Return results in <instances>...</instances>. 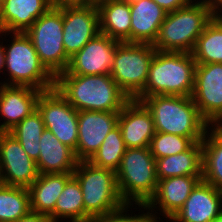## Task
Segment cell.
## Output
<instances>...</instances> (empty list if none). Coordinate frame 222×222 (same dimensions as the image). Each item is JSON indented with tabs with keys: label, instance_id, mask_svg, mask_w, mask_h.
<instances>
[{
	"label": "cell",
	"instance_id": "6da1fadb",
	"mask_svg": "<svg viewBox=\"0 0 222 222\" xmlns=\"http://www.w3.org/2000/svg\"><path fill=\"white\" fill-rule=\"evenodd\" d=\"M54 87L77 111L120 112L130 100L111 75L58 74Z\"/></svg>",
	"mask_w": 222,
	"mask_h": 222
},
{
	"label": "cell",
	"instance_id": "7a4b0ae2",
	"mask_svg": "<svg viewBox=\"0 0 222 222\" xmlns=\"http://www.w3.org/2000/svg\"><path fill=\"white\" fill-rule=\"evenodd\" d=\"M196 65L191 53L155 50L146 86L135 100L155 95L191 96Z\"/></svg>",
	"mask_w": 222,
	"mask_h": 222
},
{
	"label": "cell",
	"instance_id": "3957f363",
	"mask_svg": "<svg viewBox=\"0 0 222 222\" xmlns=\"http://www.w3.org/2000/svg\"><path fill=\"white\" fill-rule=\"evenodd\" d=\"M141 102L152 115L156 132L188 138H204L211 127L199 113L191 96L155 95Z\"/></svg>",
	"mask_w": 222,
	"mask_h": 222
},
{
	"label": "cell",
	"instance_id": "277c9868",
	"mask_svg": "<svg viewBox=\"0 0 222 222\" xmlns=\"http://www.w3.org/2000/svg\"><path fill=\"white\" fill-rule=\"evenodd\" d=\"M6 34L13 35L11 40L7 39L10 44L4 45V71L8 72L4 75L8 78L0 84L30 86L41 91L54 88L55 77L40 62L29 36L25 32L0 31L1 38H6Z\"/></svg>",
	"mask_w": 222,
	"mask_h": 222
},
{
	"label": "cell",
	"instance_id": "5b68a950",
	"mask_svg": "<svg viewBox=\"0 0 222 222\" xmlns=\"http://www.w3.org/2000/svg\"><path fill=\"white\" fill-rule=\"evenodd\" d=\"M167 13L153 47L157 51L191 53L197 38L215 16L199 0Z\"/></svg>",
	"mask_w": 222,
	"mask_h": 222
},
{
	"label": "cell",
	"instance_id": "8992f818",
	"mask_svg": "<svg viewBox=\"0 0 222 222\" xmlns=\"http://www.w3.org/2000/svg\"><path fill=\"white\" fill-rule=\"evenodd\" d=\"M73 176L81 186L84 222L91 217L108 216L127 205L119 193L116 172L78 161Z\"/></svg>",
	"mask_w": 222,
	"mask_h": 222
},
{
	"label": "cell",
	"instance_id": "52a82bcc",
	"mask_svg": "<svg viewBox=\"0 0 222 222\" xmlns=\"http://www.w3.org/2000/svg\"><path fill=\"white\" fill-rule=\"evenodd\" d=\"M116 177L119 193L126 204L146 205L158 186L156 160L149 147L126 148Z\"/></svg>",
	"mask_w": 222,
	"mask_h": 222
},
{
	"label": "cell",
	"instance_id": "ba28073f",
	"mask_svg": "<svg viewBox=\"0 0 222 222\" xmlns=\"http://www.w3.org/2000/svg\"><path fill=\"white\" fill-rule=\"evenodd\" d=\"M31 39L40 62L56 77L66 71L70 57L63 47V5L52 6L25 32Z\"/></svg>",
	"mask_w": 222,
	"mask_h": 222
},
{
	"label": "cell",
	"instance_id": "9c48e42d",
	"mask_svg": "<svg viewBox=\"0 0 222 222\" xmlns=\"http://www.w3.org/2000/svg\"><path fill=\"white\" fill-rule=\"evenodd\" d=\"M155 50L147 43L118 44L110 75L129 99H135L144 90Z\"/></svg>",
	"mask_w": 222,
	"mask_h": 222
},
{
	"label": "cell",
	"instance_id": "30bf717a",
	"mask_svg": "<svg viewBox=\"0 0 222 222\" xmlns=\"http://www.w3.org/2000/svg\"><path fill=\"white\" fill-rule=\"evenodd\" d=\"M45 129L50 130L61 143L74 152L78 142V111L54 87L42 91L37 100Z\"/></svg>",
	"mask_w": 222,
	"mask_h": 222
},
{
	"label": "cell",
	"instance_id": "8fae6325",
	"mask_svg": "<svg viewBox=\"0 0 222 222\" xmlns=\"http://www.w3.org/2000/svg\"><path fill=\"white\" fill-rule=\"evenodd\" d=\"M191 97L211 127L222 124V63L196 65Z\"/></svg>",
	"mask_w": 222,
	"mask_h": 222
},
{
	"label": "cell",
	"instance_id": "7c38bea8",
	"mask_svg": "<svg viewBox=\"0 0 222 222\" xmlns=\"http://www.w3.org/2000/svg\"><path fill=\"white\" fill-rule=\"evenodd\" d=\"M100 33L98 7L76 4L63 5V47L72 57Z\"/></svg>",
	"mask_w": 222,
	"mask_h": 222
},
{
	"label": "cell",
	"instance_id": "4fadbf2b",
	"mask_svg": "<svg viewBox=\"0 0 222 222\" xmlns=\"http://www.w3.org/2000/svg\"><path fill=\"white\" fill-rule=\"evenodd\" d=\"M0 170L5 185L27 189L39 176L36 162L9 132H0Z\"/></svg>",
	"mask_w": 222,
	"mask_h": 222
},
{
	"label": "cell",
	"instance_id": "5bb4252c",
	"mask_svg": "<svg viewBox=\"0 0 222 222\" xmlns=\"http://www.w3.org/2000/svg\"><path fill=\"white\" fill-rule=\"evenodd\" d=\"M119 43L120 41L100 32L70 57L68 68L60 74L110 75Z\"/></svg>",
	"mask_w": 222,
	"mask_h": 222
},
{
	"label": "cell",
	"instance_id": "9a60e30c",
	"mask_svg": "<svg viewBox=\"0 0 222 222\" xmlns=\"http://www.w3.org/2000/svg\"><path fill=\"white\" fill-rule=\"evenodd\" d=\"M120 112L78 111V142L75 157L88 161L99 149L107 134L118 126Z\"/></svg>",
	"mask_w": 222,
	"mask_h": 222
},
{
	"label": "cell",
	"instance_id": "2e32d148",
	"mask_svg": "<svg viewBox=\"0 0 222 222\" xmlns=\"http://www.w3.org/2000/svg\"><path fill=\"white\" fill-rule=\"evenodd\" d=\"M201 180L202 176H179L158 180L155 195L146 206L154 218H160L156 216L157 209L160 210L158 214L166 218V221L170 220L184 206L190 193Z\"/></svg>",
	"mask_w": 222,
	"mask_h": 222
},
{
	"label": "cell",
	"instance_id": "e0dca14e",
	"mask_svg": "<svg viewBox=\"0 0 222 222\" xmlns=\"http://www.w3.org/2000/svg\"><path fill=\"white\" fill-rule=\"evenodd\" d=\"M222 213V191L201 180L184 206L168 221L214 222Z\"/></svg>",
	"mask_w": 222,
	"mask_h": 222
},
{
	"label": "cell",
	"instance_id": "ac0fdd59",
	"mask_svg": "<svg viewBox=\"0 0 222 222\" xmlns=\"http://www.w3.org/2000/svg\"><path fill=\"white\" fill-rule=\"evenodd\" d=\"M118 126L126 148L149 147L156 133L151 113L135 99H130L120 111Z\"/></svg>",
	"mask_w": 222,
	"mask_h": 222
},
{
	"label": "cell",
	"instance_id": "d6986e66",
	"mask_svg": "<svg viewBox=\"0 0 222 222\" xmlns=\"http://www.w3.org/2000/svg\"><path fill=\"white\" fill-rule=\"evenodd\" d=\"M41 92L30 86L0 84V132H8L35 111Z\"/></svg>",
	"mask_w": 222,
	"mask_h": 222
},
{
	"label": "cell",
	"instance_id": "ffe728a7",
	"mask_svg": "<svg viewBox=\"0 0 222 222\" xmlns=\"http://www.w3.org/2000/svg\"><path fill=\"white\" fill-rule=\"evenodd\" d=\"M52 6V0H2L0 31L26 32Z\"/></svg>",
	"mask_w": 222,
	"mask_h": 222
},
{
	"label": "cell",
	"instance_id": "44dd1931",
	"mask_svg": "<svg viewBox=\"0 0 222 222\" xmlns=\"http://www.w3.org/2000/svg\"><path fill=\"white\" fill-rule=\"evenodd\" d=\"M130 43L154 44L167 12L153 0H139L130 4Z\"/></svg>",
	"mask_w": 222,
	"mask_h": 222
},
{
	"label": "cell",
	"instance_id": "7402d4cb",
	"mask_svg": "<svg viewBox=\"0 0 222 222\" xmlns=\"http://www.w3.org/2000/svg\"><path fill=\"white\" fill-rule=\"evenodd\" d=\"M40 154L36 161L39 174L73 173L78 160L74 151L50 131L40 137Z\"/></svg>",
	"mask_w": 222,
	"mask_h": 222
},
{
	"label": "cell",
	"instance_id": "603a6c76",
	"mask_svg": "<svg viewBox=\"0 0 222 222\" xmlns=\"http://www.w3.org/2000/svg\"><path fill=\"white\" fill-rule=\"evenodd\" d=\"M73 173L39 174L28 188L31 212L49 216L54 221L55 204Z\"/></svg>",
	"mask_w": 222,
	"mask_h": 222
},
{
	"label": "cell",
	"instance_id": "cb8c5ba5",
	"mask_svg": "<svg viewBox=\"0 0 222 222\" xmlns=\"http://www.w3.org/2000/svg\"><path fill=\"white\" fill-rule=\"evenodd\" d=\"M202 142L177 155L156 159L158 180L179 176H202Z\"/></svg>",
	"mask_w": 222,
	"mask_h": 222
},
{
	"label": "cell",
	"instance_id": "d4e9b609",
	"mask_svg": "<svg viewBox=\"0 0 222 222\" xmlns=\"http://www.w3.org/2000/svg\"><path fill=\"white\" fill-rule=\"evenodd\" d=\"M100 32L120 42L130 43V5L111 0L98 7Z\"/></svg>",
	"mask_w": 222,
	"mask_h": 222
},
{
	"label": "cell",
	"instance_id": "484cf974",
	"mask_svg": "<svg viewBox=\"0 0 222 222\" xmlns=\"http://www.w3.org/2000/svg\"><path fill=\"white\" fill-rule=\"evenodd\" d=\"M202 142V180L222 191V129L210 127Z\"/></svg>",
	"mask_w": 222,
	"mask_h": 222
},
{
	"label": "cell",
	"instance_id": "4316f807",
	"mask_svg": "<svg viewBox=\"0 0 222 222\" xmlns=\"http://www.w3.org/2000/svg\"><path fill=\"white\" fill-rule=\"evenodd\" d=\"M197 64L222 63V16L215 15L191 52Z\"/></svg>",
	"mask_w": 222,
	"mask_h": 222
},
{
	"label": "cell",
	"instance_id": "83f0119b",
	"mask_svg": "<svg viewBox=\"0 0 222 222\" xmlns=\"http://www.w3.org/2000/svg\"><path fill=\"white\" fill-rule=\"evenodd\" d=\"M65 219L71 222H84L83 195L81 186L74 176L66 182L55 204L54 222H59V220L62 222Z\"/></svg>",
	"mask_w": 222,
	"mask_h": 222
},
{
	"label": "cell",
	"instance_id": "f1b7e54d",
	"mask_svg": "<svg viewBox=\"0 0 222 222\" xmlns=\"http://www.w3.org/2000/svg\"><path fill=\"white\" fill-rule=\"evenodd\" d=\"M44 130L42 115L36 109L8 132L19 141L27 155L36 162L40 154V137Z\"/></svg>",
	"mask_w": 222,
	"mask_h": 222
},
{
	"label": "cell",
	"instance_id": "f546056e",
	"mask_svg": "<svg viewBox=\"0 0 222 222\" xmlns=\"http://www.w3.org/2000/svg\"><path fill=\"white\" fill-rule=\"evenodd\" d=\"M30 211L29 189L11 185L0 188V222H16Z\"/></svg>",
	"mask_w": 222,
	"mask_h": 222
},
{
	"label": "cell",
	"instance_id": "4dcf8cb0",
	"mask_svg": "<svg viewBox=\"0 0 222 222\" xmlns=\"http://www.w3.org/2000/svg\"><path fill=\"white\" fill-rule=\"evenodd\" d=\"M126 151L119 126L110 131L97 152L88 160L92 165L116 172Z\"/></svg>",
	"mask_w": 222,
	"mask_h": 222
},
{
	"label": "cell",
	"instance_id": "1f68e13d",
	"mask_svg": "<svg viewBox=\"0 0 222 222\" xmlns=\"http://www.w3.org/2000/svg\"><path fill=\"white\" fill-rule=\"evenodd\" d=\"M203 139L204 138H188L170 133L156 132L150 141L149 149L156 160L184 152L194 143L201 142Z\"/></svg>",
	"mask_w": 222,
	"mask_h": 222
},
{
	"label": "cell",
	"instance_id": "d6a6232c",
	"mask_svg": "<svg viewBox=\"0 0 222 222\" xmlns=\"http://www.w3.org/2000/svg\"><path fill=\"white\" fill-rule=\"evenodd\" d=\"M130 207L132 209L133 205L127 204L122 209L116 211L115 222H150L154 218L146 205H138L139 210L141 207L144 211L147 210L146 213L141 209L143 213L140 214L139 212V215L134 213V216L132 215L133 212L131 215L128 213Z\"/></svg>",
	"mask_w": 222,
	"mask_h": 222
},
{
	"label": "cell",
	"instance_id": "836d02e7",
	"mask_svg": "<svg viewBox=\"0 0 222 222\" xmlns=\"http://www.w3.org/2000/svg\"><path fill=\"white\" fill-rule=\"evenodd\" d=\"M167 13L183 8L190 4L192 0H153Z\"/></svg>",
	"mask_w": 222,
	"mask_h": 222
},
{
	"label": "cell",
	"instance_id": "e575fe53",
	"mask_svg": "<svg viewBox=\"0 0 222 222\" xmlns=\"http://www.w3.org/2000/svg\"><path fill=\"white\" fill-rule=\"evenodd\" d=\"M16 222H54V221L49 216L30 211L26 216L20 218Z\"/></svg>",
	"mask_w": 222,
	"mask_h": 222
},
{
	"label": "cell",
	"instance_id": "d590c367",
	"mask_svg": "<svg viewBox=\"0 0 222 222\" xmlns=\"http://www.w3.org/2000/svg\"><path fill=\"white\" fill-rule=\"evenodd\" d=\"M203 3L214 15L222 14V0H199ZM221 13V14H220Z\"/></svg>",
	"mask_w": 222,
	"mask_h": 222
},
{
	"label": "cell",
	"instance_id": "8d00e7d4",
	"mask_svg": "<svg viewBox=\"0 0 222 222\" xmlns=\"http://www.w3.org/2000/svg\"><path fill=\"white\" fill-rule=\"evenodd\" d=\"M52 3L54 6L76 5V4L86 5V0H52Z\"/></svg>",
	"mask_w": 222,
	"mask_h": 222
},
{
	"label": "cell",
	"instance_id": "74e56055",
	"mask_svg": "<svg viewBox=\"0 0 222 222\" xmlns=\"http://www.w3.org/2000/svg\"><path fill=\"white\" fill-rule=\"evenodd\" d=\"M87 222H115V212L108 216L91 217Z\"/></svg>",
	"mask_w": 222,
	"mask_h": 222
},
{
	"label": "cell",
	"instance_id": "f35d334b",
	"mask_svg": "<svg viewBox=\"0 0 222 222\" xmlns=\"http://www.w3.org/2000/svg\"><path fill=\"white\" fill-rule=\"evenodd\" d=\"M4 67H5V50L3 42H0V74L1 73L5 74Z\"/></svg>",
	"mask_w": 222,
	"mask_h": 222
},
{
	"label": "cell",
	"instance_id": "ab89813d",
	"mask_svg": "<svg viewBox=\"0 0 222 222\" xmlns=\"http://www.w3.org/2000/svg\"><path fill=\"white\" fill-rule=\"evenodd\" d=\"M111 0H86V5L99 7L100 5L107 3Z\"/></svg>",
	"mask_w": 222,
	"mask_h": 222
},
{
	"label": "cell",
	"instance_id": "60d3db41",
	"mask_svg": "<svg viewBox=\"0 0 222 222\" xmlns=\"http://www.w3.org/2000/svg\"><path fill=\"white\" fill-rule=\"evenodd\" d=\"M119 1L125 2V3L130 5V4H133V3H135V2H137L139 0H119Z\"/></svg>",
	"mask_w": 222,
	"mask_h": 222
},
{
	"label": "cell",
	"instance_id": "b9f144b4",
	"mask_svg": "<svg viewBox=\"0 0 222 222\" xmlns=\"http://www.w3.org/2000/svg\"><path fill=\"white\" fill-rule=\"evenodd\" d=\"M5 185L4 184V181H3V176H2V173H1V170H0V188Z\"/></svg>",
	"mask_w": 222,
	"mask_h": 222
},
{
	"label": "cell",
	"instance_id": "7bdbcfd3",
	"mask_svg": "<svg viewBox=\"0 0 222 222\" xmlns=\"http://www.w3.org/2000/svg\"><path fill=\"white\" fill-rule=\"evenodd\" d=\"M214 222H222V213L219 215V217Z\"/></svg>",
	"mask_w": 222,
	"mask_h": 222
},
{
	"label": "cell",
	"instance_id": "ee69618b",
	"mask_svg": "<svg viewBox=\"0 0 222 222\" xmlns=\"http://www.w3.org/2000/svg\"><path fill=\"white\" fill-rule=\"evenodd\" d=\"M160 219H163V218H159V220H157V218H153L150 222H159V221H162Z\"/></svg>",
	"mask_w": 222,
	"mask_h": 222
}]
</instances>
